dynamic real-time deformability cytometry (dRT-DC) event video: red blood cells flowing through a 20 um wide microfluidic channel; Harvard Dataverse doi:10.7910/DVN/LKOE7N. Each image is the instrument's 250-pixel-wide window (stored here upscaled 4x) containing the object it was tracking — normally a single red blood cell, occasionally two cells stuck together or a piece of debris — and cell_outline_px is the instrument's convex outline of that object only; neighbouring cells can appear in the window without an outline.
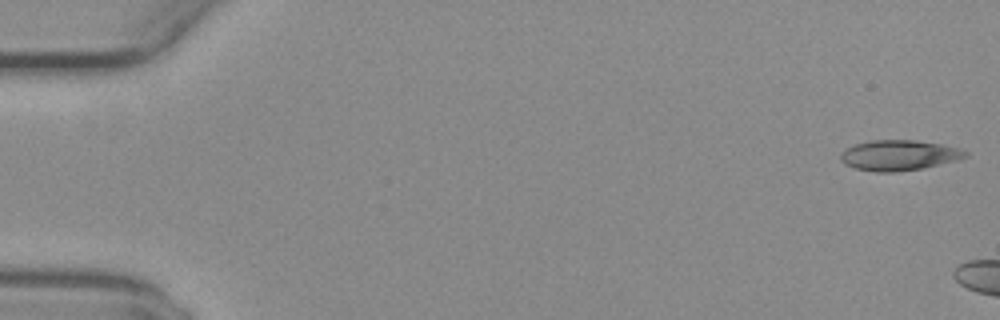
{"species": "common noctule bat (a hibernating species)", "species_latin": "Nyctalus noctula", "temperature_condition": "warm", "stored_images_in_passage": 7, "camera_frame_rate_fps": 3000, "um_per_image_px": 0.085, "animal": {"sex": "female", "body_mass_g": 29.2, "forearm_length_mm": 56.3}, "frame": {"image": 1, "passage_image": 1, "time_ms": 0.0, "image_size_px": [1000, 320], "cell_outline_px": [[968, 156], [924, 168], [896, 172], [876, 172], [856, 168], [844, 164], [840, 160], [840, 152], [856, 144], [868, 140], [916, 140], [940, 144], [956, 148], [968, 152]], "centroid_in_image_um": [76.36, 13.2], "position_along_channel_um": 8.6, "area_um2": 21.91}}